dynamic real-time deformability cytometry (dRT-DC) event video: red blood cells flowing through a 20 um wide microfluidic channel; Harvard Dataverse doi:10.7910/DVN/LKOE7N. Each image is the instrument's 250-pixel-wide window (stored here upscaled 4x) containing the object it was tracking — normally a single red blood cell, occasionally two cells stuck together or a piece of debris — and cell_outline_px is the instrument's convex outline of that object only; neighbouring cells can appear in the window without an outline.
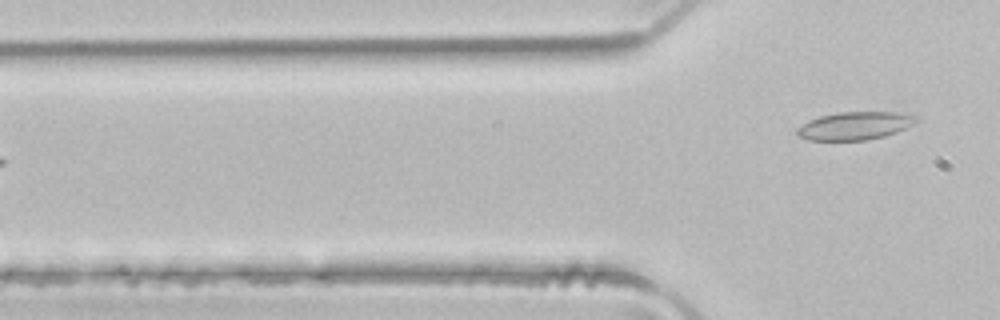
{"species": "common noctule bat (a hibernating species)", "species_latin": "Nyctalus noctula", "temperature_condition": "room temperature", "stored_images_in_passage": 4, "camera_frame_rate_fps": 3000, "um_per_image_px": 0.085, "animal": {"sex": "male", "body_mass_g": 21.5, "forearm_length_mm": 52.0}, "frame": {"image": 1, "passage_image": 4, "time_ms": 1.0, "image_size_px": [1000, 320], "cell_outline_px": [[920, 120], [896, 132], [884, 136], [864, 140], [808, 140], [800, 136], [796, 132], [796, 128], [808, 120], [820, 116], [836, 112], [900, 112], [916, 116]], "centroid_in_image_um": [72.65, 10.68], "position_along_channel_um": 53.2, "area_um2": 19.36}}